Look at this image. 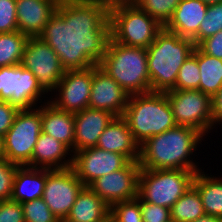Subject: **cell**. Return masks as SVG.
<instances>
[{"instance_id": "cell-1", "label": "cell", "mask_w": 222, "mask_h": 222, "mask_svg": "<svg viewBox=\"0 0 222 222\" xmlns=\"http://www.w3.org/2000/svg\"><path fill=\"white\" fill-rule=\"evenodd\" d=\"M38 37L55 51L65 71L98 65L111 38L109 9L95 0H60Z\"/></svg>"}, {"instance_id": "cell-2", "label": "cell", "mask_w": 222, "mask_h": 222, "mask_svg": "<svg viewBox=\"0 0 222 222\" xmlns=\"http://www.w3.org/2000/svg\"><path fill=\"white\" fill-rule=\"evenodd\" d=\"M203 137L201 132L188 126H176L152 136L139 146L140 169H185L195 173L202 170L190 156Z\"/></svg>"}, {"instance_id": "cell-3", "label": "cell", "mask_w": 222, "mask_h": 222, "mask_svg": "<svg viewBox=\"0 0 222 222\" xmlns=\"http://www.w3.org/2000/svg\"><path fill=\"white\" fill-rule=\"evenodd\" d=\"M195 44L163 28L146 48L151 92L165 93L175 88L178 71L193 54Z\"/></svg>"}, {"instance_id": "cell-4", "label": "cell", "mask_w": 222, "mask_h": 222, "mask_svg": "<svg viewBox=\"0 0 222 222\" xmlns=\"http://www.w3.org/2000/svg\"><path fill=\"white\" fill-rule=\"evenodd\" d=\"M122 117L139 146L177 126L167 95L160 92L129 95Z\"/></svg>"}, {"instance_id": "cell-5", "label": "cell", "mask_w": 222, "mask_h": 222, "mask_svg": "<svg viewBox=\"0 0 222 222\" xmlns=\"http://www.w3.org/2000/svg\"><path fill=\"white\" fill-rule=\"evenodd\" d=\"M98 66L129 95L151 92L146 48L125 46L110 38Z\"/></svg>"}, {"instance_id": "cell-6", "label": "cell", "mask_w": 222, "mask_h": 222, "mask_svg": "<svg viewBox=\"0 0 222 222\" xmlns=\"http://www.w3.org/2000/svg\"><path fill=\"white\" fill-rule=\"evenodd\" d=\"M110 36L125 46L147 48L164 28L136 4L109 9Z\"/></svg>"}, {"instance_id": "cell-7", "label": "cell", "mask_w": 222, "mask_h": 222, "mask_svg": "<svg viewBox=\"0 0 222 222\" xmlns=\"http://www.w3.org/2000/svg\"><path fill=\"white\" fill-rule=\"evenodd\" d=\"M194 171L185 169H140L138 197L169 209L192 186Z\"/></svg>"}, {"instance_id": "cell-8", "label": "cell", "mask_w": 222, "mask_h": 222, "mask_svg": "<svg viewBox=\"0 0 222 222\" xmlns=\"http://www.w3.org/2000/svg\"><path fill=\"white\" fill-rule=\"evenodd\" d=\"M42 132V105L19 109L11 128L3 137L4 157L12 163L26 166L32 160L34 146Z\"/></svg>"}, {"instance_id": "cell-9", "label": "cell", "mask_w": 222, "mask_h": 222, "mask_svg": "<svg viewBox=\"0 0 222 222\" xmlns=\"http://www.w3.org/2000/svg\"><path fill=\"white\" fill-rule=\"evenodd\" d=\"M177 126H188L204 136L213 129L212 98L200 90L165 92Z\"/></svg>"}, {"instance_id": "cell-10", "label": "cell", "mask_w": 222, "mask_h": 222, "mask_svg": "<svg viewBox=\"0 0 222 222\" xmlns=\"http://www.w3.org/2000/svg\"><path fill=\"white\" fill-rule=\"evenodd\" d=\"M44 94L34 74L21 64L0 67V101H8L18 109H29L36 107L38 100L42 103Z\"/></svg>"}, {"instance_id": "cell-11", "label": "cell", "mask_w": 222, "mask_h": 222, "mask_svg": "<svg viewBox=\"0 0 222 222\" xmlns=\"http://www.w3.org/2000/svg\"><path fill=\"white\" fill-rule=\"evenodd\" d=\"M21 65L37 78L38 85L47 94L56 90L65 69L55 51L39 37H29Z\"/></svg>"}, {"instance_id": "cell-12", "label": "cell", "mask_w": 222, "mask_h": 222, "mask_svg": "<svg viewBox=\"0 0 222 222\" xmlns=\"http://www.w3.org/2000/svg\"><path fill=\"white\" fill-rule=\"evenodd\" d=\"M85 185L72 168L47 169L42 199L60 222H64Z\"/></svg>"}, {"instance_id": "cell-13", "label": "cell", "mask_w": 222, "mask_h": 222, "mask_svg": "<svg viewBox=\"0 0 222 222\" xmlns=\"http://www.w3.org/2000/svg\"><path fill=\"white\" fill-rule=\"evenodd\" d=\"M140 164L130 161L124 168L101 176L88 187L108 206L138 197Z\"/></svg>"}, {"instance_id": "cell-14", "label": "cell", "mask_w": 222, "mask_h": 222, "mask_svg": "<svg viewBox=\"0 0 222 222\" xmlns=\"http://www.w3.org/2000/svg\"><path fill=\"white\" fill-rule=\"evenodd\" d=\"M129 162L122 154L91 147L72 154L71 168L88 187L96 179L124 168Z\"/></svg>"}, {"instance_id": "cell-15", "label": "cell", "mask_w": 222, "mask_h": 222, "mask_svg": "<svg viewBox=\"0 0 222 222\" xmlns=\"http://www.w3.org/2000/svg\"><path fill=\"white\" fill-rule=\"evenodd\" d=\"M92 81L93 66L82 70H66L56 87L54 100L51 98L49 102L69 113L81 112L89 106Z\"/></svg>"}, {"instance_id": "cell-16", "label": "cell", "mask_w": 222, "mask_h": 222, "mask_svg": "<svg viewBox=\"0 0 222 222\" xmlns=\"http://www.w3.org/2000/svg\"><path fill=\"white\" fill-rule=\"evenodd\" d=\"M129 94L98 65L93 66V81L90 92L89 106L94 109L106 110L121 117L127 106Z\"/></svg>"}, {"instance_id": "cell-17", "label": "cell", "mask_w": 222, "mask_h": 222, "mask_svg": "<svg viewBox=\"0 0 222 222\" xmlns=\"http://www.w3.org/2000/svg\"><path fill=\"white\" fill-rule=\"evenodd\" d=\"M116 116L106 110L87 107L74 114V152L96 147L104 129Z\"/></svg>"}, {"instance_id": "cell-18", "label": "cell", "mask_w": 222, "mask_h": 222, "mask_svg": "<svg viewBox=\"0 0 222 222\" xmlns=\"http://www.w3.org/2000/svg\"><path fill=\"white\" fill-rule=\"evenodd\" d=\"M60 0H16L18 31L28 37H38Z\"/></svg>"}, {"instance_id": "cell-19", "label": "cell", "mask_w": 222, "mask_h": 222, "mask_svg": "<svg viewBox=\"0 0 222 222\" xmlns=\"http://www.w3.org/2000/svg\"><path fill=\"white\" fill-rule=\"evenodd\" d=\"M208 5L201 0H181L164 28L183 38L191 39L197 46V32Z\"/></svg>"}, {"instance_id": "cell-20", "label": "cell", "mask_w": 222, "mask_h": 222, "mask_svg": "<svg viewBox=\"0 0 222 222\" xmlns=\"http://www.w3.org/2000/svg\"><path fill=\"white\" fill-rule=\"evenodd\" d=\"M69 154L71 157L67 159ZM26 166L50 170L68 169L72 167V152L61 141L41 132L34 146L32 160Z\"/></svg>"}, {"instance_id": "cell-21", "label": "cell", "mask_w": 222, "mask_h": 222, "mask_svg": "<svg viewBox=\"0 0 222 222\" xmlns=\"http://www.w3.org/2000/svg\"><path fill=\"white\" fill-rule=\"evenodd\" d=\"M96 147L126 156L130 161L139 160V145L135 142L126 120L115 117L104 129Z\"/></svg>"}, {"instance_id": "cell-22", "label": "cell", "mask_w": 222, "mask_h": 222, "mask_svg": "<svg viewBox=\"0 0 222 222\" xmlns=\"http://www.w3.org/2000/svg\"><path fill=\"white\" fill-rule=\"evenodd\" d=\"M46 101L42 106V132L61 141L74 153V114L58 109L48 99Z\"/></svg>"}, {"instance_id": "cell-23", "label": "cell", "mask_w": 222, "mask_h": 222, "mask_svg": "<svg viewBox=\"0 0 222 222\" xmlns=\"http://www.w3.org/2000/svg\"><path fill=\"white\" fill-rule=\"evenodd\" d=\"M47 169L19 166L14 176L11 200L18 203L42 198Z\"/></svg>"}, {"instance_id": "cell-24", "label": "cell", "mask_w": 222, "mask_h": 222, "mask_svg": "<svg viewBox=\"0 0 222 222\" xmlns=\"http://www.w3.org/2000/svg\"><path fill=\"white\" fill-rule=\"evenodd\" d=\"M109 214L110 206L89 187H84L64 222H95L105 219Z\"/></svg>"}, {"instance_id": "cell-25", "label": "cell", "mask_w": 222, "mask_h": 222, "mask_svg": "<svg viewBox=\"0 0 222 222\" xmlns=\"http://www.w3.org/2000/svg\"><path fill=\"white\" fill-rule=\"evenodd\" d=\"M208 175L204 170L196 172L192 185L200 195L205 214L222 218V179Z\"/></svg>"}, {"instance_id": "cell-26", "label": "cell", "mask_w": 222, "mask_h": 222, "mask_svg": "<svg viewBox=\"0 0 222 222\" xmlns=\"http://www.w3.org/2000/svg\"><path fill=\"white\" fill-rule=\"evenodd\" d=\"M198 66L199 90L212 98L222 87V60L204 53L198 47Z\"/></svg>"}, {"instance_id": "cell-27", "label": "cell", "mask_w": 222, "mask_h": 222, "mask_svg": "<svg viewBox=\"0 0 222 222\" xmlns=\"http://www.w3.org/2000/svg\"><path fill=\"white\" fill-rule=\"evenodd\" d=\"M172 222H192L205 215L197 189L192 185L170 209Z\"/></svg>"}, {"instance_id": "cell-28", "label": "cell", "mask_w": 222, "mask_h": 222, "mask_svg": "<svg viewBox=\"0 0 222 222\" xmlns=\"http://www.w3.org/2000/svg\"><path fill=\"white\" fill-rule=\"evenodd\" d=\"M28 38L20 31L0 33V67L21 64Z\"/></svg>"}, {"instance_id": "cell-29", "label": "cell", "mask_w": 222, "mask_h": 222, "mask_svg": "<svg viewBox=\"0 0 222 222\" xmlns=\"http://www.w3.org/2000/svg\"><path fill=\"white\" fill-rule=\"evenodd\" d=\"M200 69L198 66V46L183 63L178 71L173 90H199Z\"/></svg>"}, {"instance_id": "cell-30", "label": "cell", "mask_w": 222, "mask_h": 222, "mask_svg": "<svg viewBox=\"0 0 222 222\" xmlns=\"http://www.w3.org/2000/svg\"><path fill=\"white\" fill-rule=\"evenodd\" d=\"M181 0H136L135 4L165 26Z\"/></svg>"}, {"instance_id": "cell-31", "label": "cell", "mask_w": 222, "mask_h": 222, "mask_svg": "<svg viewBox=\"0 0 222 222\" xmlns=\"http://www.w3.org/2000/svg\"><path fill=\"white\" fill-rule=\"evenodd\" d=\"M222 30V2L208 5L206 15L199 25L197 46L206 38Z\"/></svg>"}, {"instance_id": "cell-32", "label": "cell", "mask_w": 222, "mask_h": 222, "mask_svg": "<svg viewBox=\"0 0 222 222\" xmlns=\"http://www.w3.org/2000/svg\"><path fill=\"white\" fill-rule=\"evenodd\" d=\"M110 215L113 222H143L140 198L113 204Z\"/></svg>"}, {"instance_id": "cell-33", "label": "cell", "mask_w": 222, "mask_h": 222, "mask_svg": "<svg viewBox=\"0 0 222 222\" xmlns=\"http://www.w3.org/2000/svg\"><path fill=\"white\" fill-rule=\"evenodd\" d=\"M24 222H60L42 198L22 203Z\"/></svg>"}, {"instance_id": "cell-34", "label": "cell", "mask_w": 222, "mask_h": 222, "mask_svg": "<svg viewBox=\"0 0 222 222\" xmlns=\"http://www.w3.org/2000/svg\"><path fill=\"white\" fill-rule=\"evenodd\" d=\"M20 165L9 162L5 157L0 159V200H9L12 197L13 181L17 168Z\"/></svg>"}, {"instance_id": "cell-35", "label": "cell", "mask_w": 222, "mask_h": 222, "mask_svg": "<svg viewBox=\"0 0 222 222\" xmlns=\"http://www.w3.org/2000/svg\"><path fill=\"white\" fill-rule=\"evenodd\" d=\"M18 31L16 0H0V33Z\"/></svg>"}, {"instance_id": "cell-36", "label": "cell", "mask_w": 222, "mask_h": 222, "mask_svg": "<svg viewBox=\"0 0 222 222\" xmlns=\"http://www.w3.org/2000/svg\"><path fill=\"white\" fill-rule=\"evenodd\" d=\"M143 222H171V212L167 207L154 205L140 199Z\"/></svg>"}, {"instance_id": "cell-37", "label": "cell", "mask_w": 222, "mask_h": 222, "mask_svg": "<svg viewBox=\"0 0 222 222\" xmlns=\"http://www.w3.org/2000/svg\"><path fill=\"white\" fill-rule=\"evenodd\" d=\"M0 222H24L22 204L11 199L1 201Z\"/></svg>"}, {"instance_id": "cell-38", "label": "cell", "mask_w": 222, "mask_h": 222, "mask_svg": "<svg viewBox=\"0 0 222 222\" xmlns=\"http://www.w3.org/2000/svg\"><path fill=\"white\" fill-rule=\"evenodd\" d=\"M18 108L8 101H0V136L4 137L13 125Z\"/></svg>"}, {"instance_id": "cell-39", "label": "cell", "mask_w": 222, "mask_h": 222, "mask_svg": "<svg viewBox=\"0 0 222 222\" xmlns=\"http://www.w3.org/2000/svg\"><path fill=\"white\" fill-rule=\"evenodd\" d=\"M198 47L204 53L222 60V30L204 39Z\"/></svg>"}, {"instance_id": "cell-40", "label": "cell", "mask_w": 222, "mask_h": 222, "mask_svg": "<svg viewBox=\"0 0 222 222\" xmlns=\"http://www.w3.org/2000/svg\"><path fill=\"white\" fill-rule=\"evenodd\" d=\"M212 120L213 128H215V124H222V87L212 97Z\"/></svg>"}, {"instance_id": "cell-41", "label": "cell", "mask_w": 222, "mask_h": 222, "mask_svg": "<svg viewBox=\"0 0 222 222\" xmlns=\"http://www.w3.org/2000/svg\"><path fill=\"white\" fill-rule=\"evenodd\" d=\"M99 2L101 5H104L108 9L119 5H128V4H135L136 0H95Z\"/></svg>"}, {"instance_id": "cell-42", "label": "cell", "mask_w": 222, "mask_h": 222, "mask_svg": "<svg viewBox=\"0 0 222 222\" xmlns=\"http://www.w3.org/2000/svg\"><path fill=\"white\" fill-rule=\"evenodd\" d=\"M192 222H222V218L205 214Z\"/></svg>"}, {"instance_id": "cell-43", "label": "cell", "mask_w": 222, "mask_h": 222, "mask_svg": "<svg viewBox=\"0 0 222 222\" xmlns=\"http://www.w3.org/2000/svg\"><path fill=\"white\" fill-rule=\"evenodd\" d=\"M4 158V152H3V137L0 136V159Z\"/></svg>"}, {"instance_id": "cell-44", "label": "cell", "mask_w": 222, "mask_h": 222, "mask_svg": "<svg viewBox=\"0 0 222 222\" xmlns=\"http://www.w3.org/2000/svg\"><path fill=\"white\" fill-rule=\"evenodd\" d=\"M201 1L205 2L207 5L214 4L217 2H222V0H201Z\"/></svg>"}, {"instance_id": "cell-45", "label": "cell", "mask_w": 222, "mask_h": 222, "mask_svg": "<svg viewBox=\"0 0 222 222\" xmlns=\"http://www.w3.org/2000/svg\"><path fill=\"white\" fill-rule=\"evenodd\" d=\"M111 220H112L111 215L109 214L105 219L100 220V221H95V222H110Z\"/></svg>"}]
</instances>
